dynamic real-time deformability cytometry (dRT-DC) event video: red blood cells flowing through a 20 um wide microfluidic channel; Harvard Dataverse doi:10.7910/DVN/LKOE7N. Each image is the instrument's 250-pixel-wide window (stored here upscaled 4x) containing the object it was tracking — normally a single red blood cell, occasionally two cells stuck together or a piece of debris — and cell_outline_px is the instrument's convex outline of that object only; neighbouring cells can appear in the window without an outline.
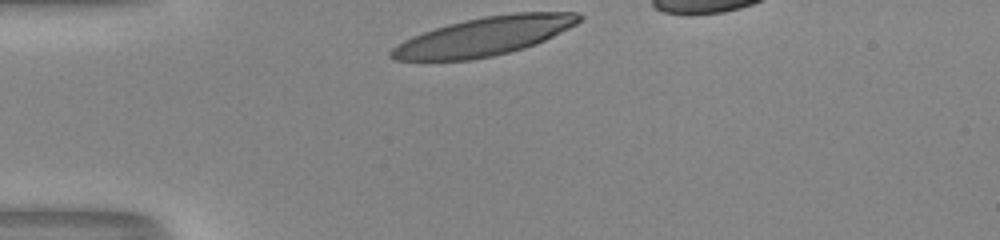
{"species": "human", "species_latin": "Homo sapiens", "temperature_condition": "room temperature", "stored_images_in_passage": 29, "camera_frame_rate_fps": 3000, "um_per_image_px": 0.085, "donor": {"sex": "male"}, "frame": {"image": 1, "passage_image": 1, "time_ms": 0.0, "image_size_px": [1000, 240], "cell_outline_px": [[584, 20], [536, 44], [524, 48], [492, 56], [472, 60], [396, 60], [388, 56], [388, 52], [396, 44], [412, 36], [448, 24], [464, 20], [484, 16], [512, 12], [576, 12], [584, 16]], "centroid_in_image_um": [41.16, 3.08], "position_along_channel_um": 43.8, "area_um2": 42.25}}
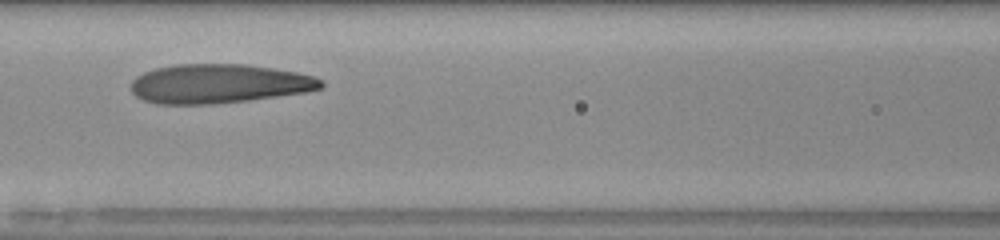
{"frame": {"image": 2, "passage_image": 11, "time_ms": 3.333, "image_size_px": [1000, 240], "cell_outline_px": [[324, 88], [308, 92], [248, 100], [212, 104], [156, 104], [144, 100], [136, 96], [132, 92], [132, 80], [136, 76], [144, 72], [156, 68], [176, 64], [244, 64], [272, 68], [296, 72], [316, 76], [324, 80]], "centroid_in_image_um": [18.64, 7.11], "position_along_channel_um": 148.0, "area_um2": 43.58}}
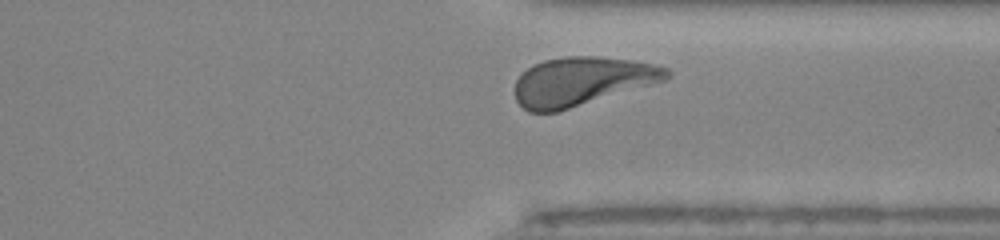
{"frame": {"image": 3, "passage_image": 27, "time_ms": 8.667, "image_size_px": [1000, 240], "cell_outline_px": [[672, 76], [668, 80], [556, 112], [528, 112], [516, 100], [516, 80], [532, 64], [544, 60], [564, 56], [600, 56], [632, 60], [652, 64], [668, 68], [672, 72]], "centroid_in_image_um": [49.5, 6.9], "position_along_channel_um": 361.9, "area_um2": 43.12}, "authors_computed_cell_mechanics": {"area_um2": 42.8876, "velocity_mm_per_s": 4.0057, "shape_relaxation_time_tau1_ms": 3.1616, "shape_relaxation_time_tau2_ms": 1.1151, "deformation_change_tau1": 0.1994, "deformation_change_tau2": 0.1}}